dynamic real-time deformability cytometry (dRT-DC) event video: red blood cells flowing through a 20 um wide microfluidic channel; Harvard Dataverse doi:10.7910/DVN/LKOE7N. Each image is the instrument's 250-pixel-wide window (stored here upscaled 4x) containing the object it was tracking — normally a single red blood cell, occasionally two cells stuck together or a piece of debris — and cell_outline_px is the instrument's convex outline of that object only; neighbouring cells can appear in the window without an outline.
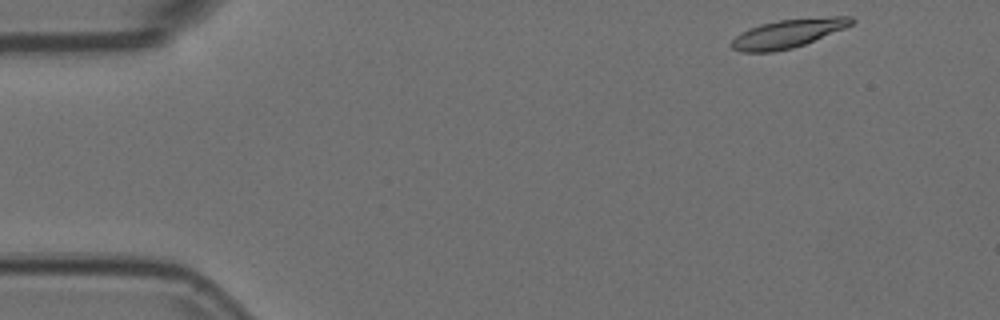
{"species": "Egyptian fruit bat (a non-hibernating species)", "species_latin": "Rousettus aegyptiacus", "temperature_condition": "room temperature", "stored_images_in_passage": 9, "camera_frame_rate_fps": 3000, "um_per_image_px": 0.085, "animal": {"sex": "female"}, "frame": {"image": 1, "passage_image": 1, "time_ms": 0.0, "image_size_px": [1000, 320], "cell_outline_px": [[856, 20], [852, 24], [844, 28], [804, 44], [792, 48], [772, 52], [740, 52], [732, 48], [728, 44], [740, 32], [748, 28], [760, 24], [780, 20], [832, 16], [852, 16]], "centroid_in_image_um": [66.94, 2.84], "position_along_channel_um": 18.1, "area_um2": 19.94}}